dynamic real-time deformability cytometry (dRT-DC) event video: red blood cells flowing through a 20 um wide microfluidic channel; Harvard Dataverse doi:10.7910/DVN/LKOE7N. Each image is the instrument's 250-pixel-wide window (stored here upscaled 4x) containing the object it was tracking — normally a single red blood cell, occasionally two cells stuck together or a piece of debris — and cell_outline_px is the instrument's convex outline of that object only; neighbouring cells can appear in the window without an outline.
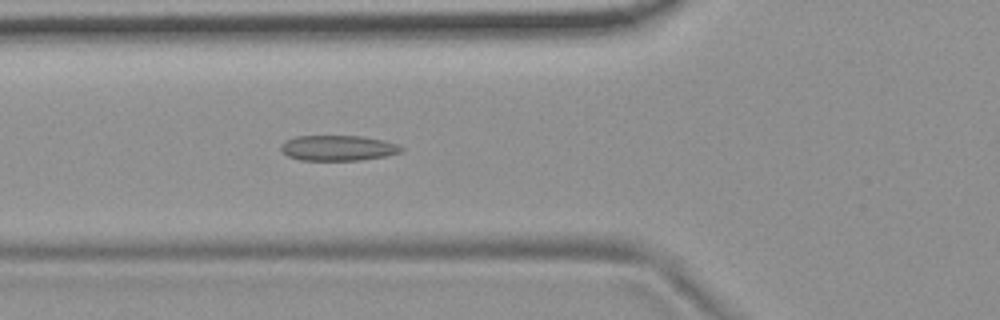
{"species": "common noctule bat (a hibernating species)", "species_latin": "Nyctalus noctula", "temperature_condition": "room temperature", "stored_images_in_passage": 44, "camera_frame_rate_fps": 3000, "um_per_image_px": 0.085, "animal": {"sex": "female", "body_mass_g": 19.9}, "frame": {"image": 1, "passage_image": 10, "time_ms": 3.0, "image_size_px": [1000, 320], "cell_outline_px": [[404, 148], [400, 152], [384, 156], [360, 160], [300, 160], [288, 156], [280, 148], [280, 144], [284, 140], [296, 136], [360, 136], [384, 140], [400, 144]], "centroid_in_image_um": [28.72, 12.57], "position_along_channel_um": 97.1, "area_um2": 17.86}}
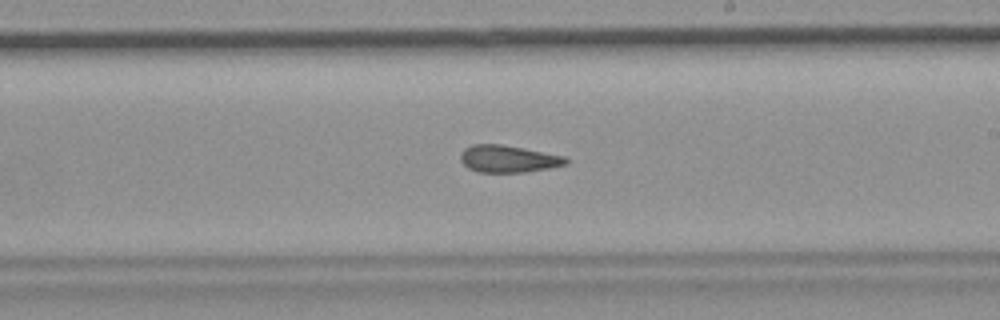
{"frame": {"image": 2, "passage_image": 22, "time_ms": 7.0, "image_size_px": [1000, 320], "cell_outline_px": [[568, 164], [548, 168], [524, 172], [476, 172], [468, 168], [460, 160], [460, 152], [464, 148], [472, 144], [500, 144], [524, 148], [568, 156]], "centroid_in_image_um": [43.2, 13.49], "position_along_channel_um": 245.8, "area_um2": 16.88}}
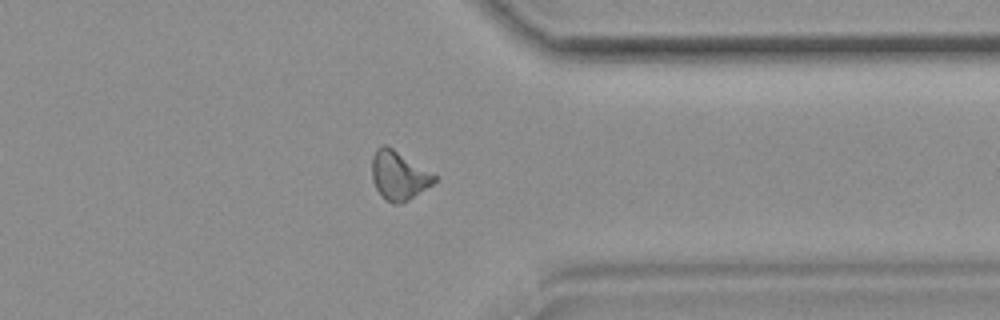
{"frame": {"image": 3, "passage_image": 33, "time_ms": 10.667, "image_size_px": [1000, 320], "cell_outline_px": [[436, 180], [432, 184], [408, 200], [396, 204], [392, 204], [384, 200], [380, 196], [372, 180], [372, 156], [376, 148], [384, 144], [392, 148], [436, 176]], "centroid_in_image_um": [33.83, 14.93], "position_along_channel_um": 377.6, "area_um2": 17.46}, "authors_computed_cell_mechanics": {"area_um2": 17.2533, "velocity_mm_per_s": 3.7166, "shape_relaxation_time_tau1_ms": null, "shape_relaxation_time_tau2_ms": 2.9667, "deformation_change_tau1": null, "deformation_change_tau2": 0.1129}}